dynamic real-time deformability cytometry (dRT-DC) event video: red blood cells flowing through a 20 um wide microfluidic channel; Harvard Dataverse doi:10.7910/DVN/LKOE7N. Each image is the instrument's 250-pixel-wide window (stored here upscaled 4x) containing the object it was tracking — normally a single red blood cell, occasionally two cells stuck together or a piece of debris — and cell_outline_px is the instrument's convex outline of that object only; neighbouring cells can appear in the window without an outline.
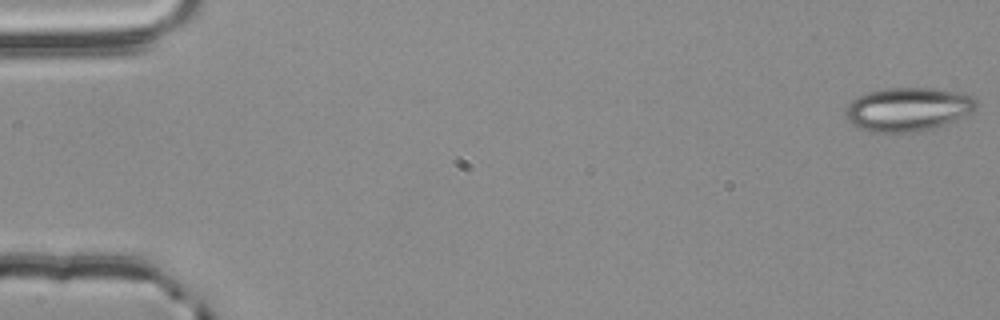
{"species": "common noctule bat (a hibernating species)", "species_latin": "Nyctalus noctula", "temperature_condition": "room temperature", "stored_images_in_passage": 56, "camera_frame_rate_fps": 3000, "um_per_image_px": 0.085, "animal": {"sex": "male", "body_mass_g": 20.4}, "frame": {"image": 1, "passage_image": 1, "time_ms": 0.0, "image_size_px": [1000, 320], "cell_outline_px": [[980, 104], [972, 112], [932, 128], [916, 132], [868, 132], [856, 128], [848, 120], [844, 112], [848, 104], [852, 100], [868, 92], [884, 88], [936, 88], [960, 92], [972, 96]], "centroid_in_image_um": [77.15, 9.28], "position_along_channel_um": 7.8, "area_um2": 33.35}}
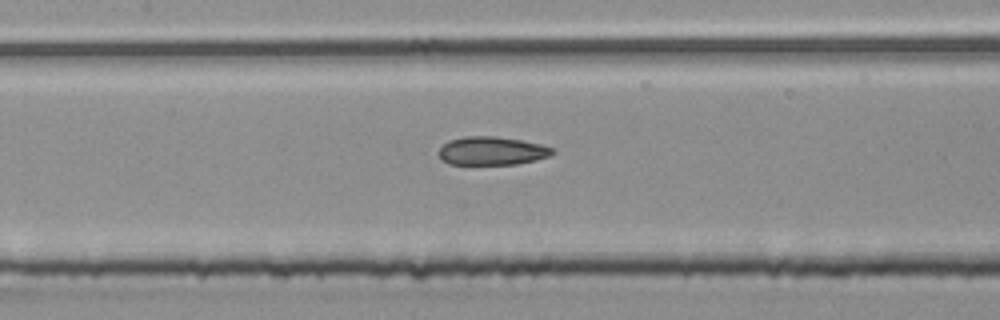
{"frame": {"image": 2, "passage_image": 26, "time_ms": 8.333, "image_size_px": [1000, 320], "cell_outline_px": [[556, 152], [548, 156], [536, 160], [516, 164], [448, 164], [440, 160], [436, 152], [448, 140], [464, 136], [496, 136], [520, 140], [540, 144], [552, 148]], "centroid_in_image_um": [41.75, 12.82], "position_along_channel_um": 165.7, "area_um2": 18.96}}
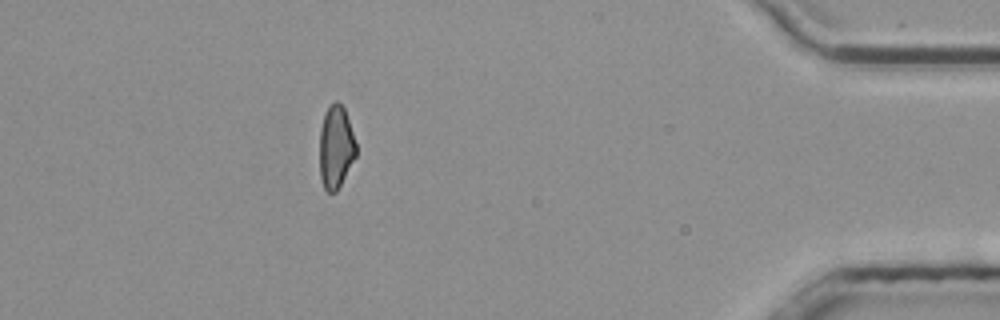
{"frame": {"image": 3, "passage_image": 49, "time_ms": 16.0, "image_size_px": [1000, 320], "cell_outline_px": [[356, 156], [336, 192], [328, 192], [324, 188], [320, 176], [320, 128], [324, 112], [336, 100], [344, 108], [356, 144]], "centroid_in_image_um": [28.53, 12.5], "position_along_channel_um": 406.7, "area_um2": 17.4}, "authors_computed_cell_mechanics": {"area_um2": 19.1318, "velocity_mm_per_s": 3.8426, "shape_relaxation_time_tau1_ms": null, "shape_relaxation_time_tau2_ms": 3.2476, "deformation_change_tau1": null, "deformation_change_tau2": 0.1136}}